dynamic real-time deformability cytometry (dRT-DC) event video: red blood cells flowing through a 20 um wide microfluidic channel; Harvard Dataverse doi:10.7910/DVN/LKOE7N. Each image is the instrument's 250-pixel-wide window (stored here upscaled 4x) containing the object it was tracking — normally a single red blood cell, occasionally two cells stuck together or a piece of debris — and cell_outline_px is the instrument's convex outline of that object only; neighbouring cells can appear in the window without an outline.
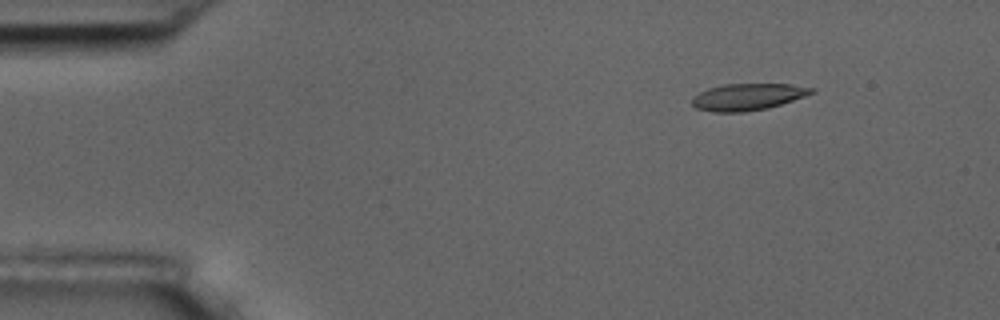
{"species": "common noctule bat (a hibernating species)", "species_latin": "Nyctalus noctula", "temperature_condition": "room temperature", "stored_images_in_passage": 5, "camera_frame_rate_fps": 3000, "um_per_image_px": 0.085, "animal": {"sex": "male", "body_mass_g": 17.5, "forearm_length_mm": 52.3}, "frame": {"image": 1, "passage_image": 1, "time_ms": 0.0, "image_size_px": [1000, 320], "cell_outline_px": [[816, 92], [768, 108], [744, 112], [712, 112], [696, 108], [692, 104], [692, 96], [708, 88], [724, 84], [788, 84], [816, 88]], "centroid_in_image_um": [63.54, 8.23], "position_along_channel_um": 21.5, "area_um2": 18.61}}
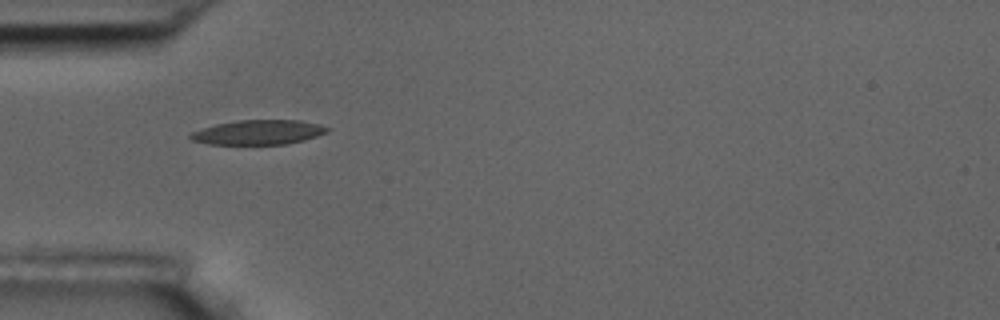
{"frame": {"image": 2, "passage_image": 4, "time_ms": 3.333, "image_size_px": [1000, 320], "cell_outline_px": [[332, 128], [328, 132], [304, 140], [288, 144], [208, 144], [192, 140], [188, 136], [192, 132], [216, 124], [236, 120], [300, 120], [320, 124]], "centroid_in_image_um": [22.01, 11.24], "position_along_channel_um": 63.0, "area_um2": 19.65}}